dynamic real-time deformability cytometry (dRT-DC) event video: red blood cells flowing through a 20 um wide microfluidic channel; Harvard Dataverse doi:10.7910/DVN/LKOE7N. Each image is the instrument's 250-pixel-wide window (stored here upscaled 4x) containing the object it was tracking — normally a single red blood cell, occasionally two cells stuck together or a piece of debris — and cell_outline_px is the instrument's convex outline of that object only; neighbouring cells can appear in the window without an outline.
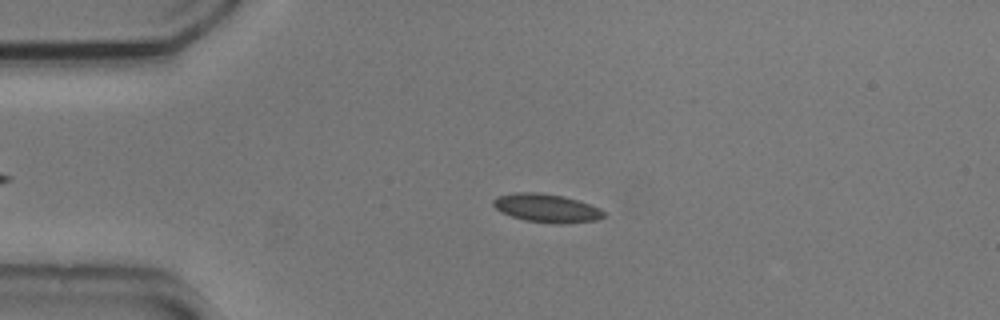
{"species": "common noctule bat (a hibernating species)", "species_latin": "Nyctalus noctula", "temperature_condition": "cold", "stored_images_in_passage": 49, "camera_frame_rate_fps": 3000, "um_per_image_px": 0.085, "animal": {"sex": "male", "body_mass_g": 20.5, "forearm_length_mm": 52.5}, "frame": {"image": 1, "passage_image": 12, "time_ms": 3.667, "image_size_px": [1000, 320], "cell_outline_px": [[604, 216], [596, 220], [564, 224], [556, 224], [524, 220], [500, 212], [492, 204], [492, 200], [496, 196], [516, 192], [540, 192], [564, 196], [600, 208], [604, 212]], "centroid_in_image_um": [46.42, 17.68], "position_along_channel_um": 38.6, "area_um2": 18.38}}
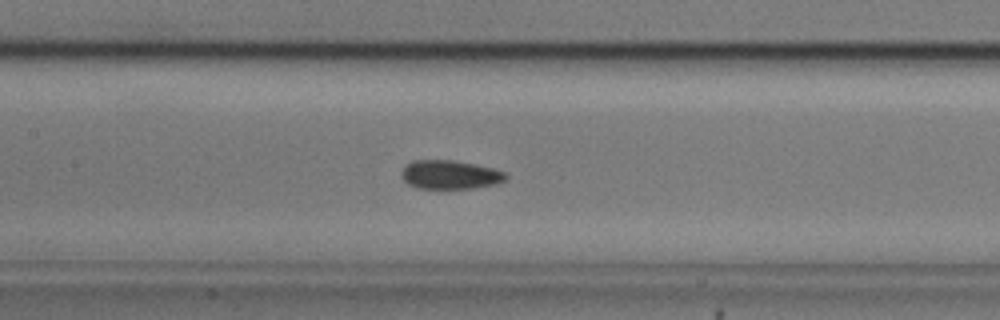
{"frame": {"image": 2, "passage_image": 25, "time_ms": 8.0, "image_size_px": [1000, 320], "cell_outline_px": [[508, 176], [504, 180], [496, 184], [472, 188], [416, 188], [408, 184], [400, 176], [400, 172], [412, 160], [452, 160], [492, 168], [504, 172]], "centroid_in_image_um": [38.21, 14.85], "position_along_channel_um": 169.2, "area_um2": 17.34}}
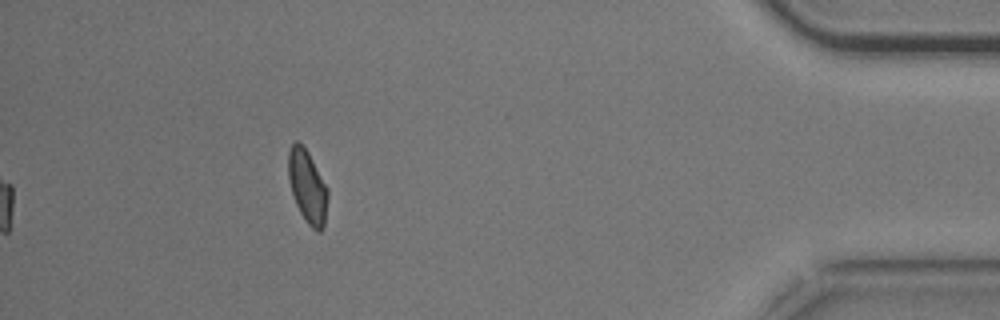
{"frame": {"image": 3, "passage_image": 49, "time_ms": 16.0, "image_size_px": [1000, 320], "cell_outline_px": [[328, 196], [324, 224], [320, 232], [316, 232], [308, 224], [300, 212], [296, 204], [292, 192], [288, 176], [288, 152], [292, 144], [296, 140], [308, 152], [328, 188]], "centroid_in_image_um": [26.13, 15.87], "position_along_channel_um": 409.1, "area_um2": 16.59}, "authors_computed_cell_mechanics": {"area_um2": 17.4556, "velocity_mm_per_s": 3.6844, "shape_relaxation_time_tau1_ms": 2.9164, "shape_relaxation_time_tau2_ms": 1.8909, "deformation_change_tau1": 0.0945, "deformation_change_tau2": 0.0454}}